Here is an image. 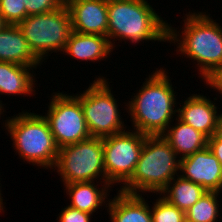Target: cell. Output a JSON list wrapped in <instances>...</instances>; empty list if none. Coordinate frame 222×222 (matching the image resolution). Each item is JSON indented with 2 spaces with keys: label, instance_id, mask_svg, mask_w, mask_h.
Wrapping results in <instances>:
<instances>
[{
  "label": "cell",
  "instance_id": "1",
  "mask_svg": "<svg viewBox=\"0 0 222 222\" xmlns=\"http://www.w3.org/2000/svg\"><path fill=\"white\" fill-rule=\"evenodd\" d=\"M185 16L182 31L169 24L168 42L176 45L177 54L195 61L205 83L222 70V26L206 12L189 11Z\"/></svg>",
  "mask_w": 222,
  "mask_h": 222
},
{
  "label": "cell",
  "instance_id": "2",
  "mask_svg": "<svg viewBox=\"0 0 222 222\" xmlns=\"http://www.w3.org/2000/svg\"><path fill=\"white\" fill-rule=\"evenodd\" d=\"M168 74L165 68L153 70L138 93L124 105L134 130L147 136H157L174 122L177 104L181 106L182 103L176 101L177 92Z\"/></svg>",
  "mask_w": 222,
  "mask_h": 222
},
{
  "label": "cell",
  "instance_id": "3",
  "mask_svg": "<svg viewBox=\"0 0 222 222\" xmlns=\"http://www.w3.org/2000/svg\"><path fill=\"white\" fill-rule=\"evenodd\" d=\"M107 37L114 49L118 40L139 43H168L169 24L148 0H108ZM115 41V42H114Z\"/></svg>",
  "mask_w": 222,
  "mask_h": 222
},
{
  "label": "cell",
  "instance_id": "4",
  "mask_svg": "<svg viewBox=\"0 0 222 222\" xmlns=\"http://www.w3.org/2000/svg\"><path fill=\"white\" fill-rule=\"evenodd\" d=\"M180 158L161 136H146L132 177L119 190L128 194H159L179 175Z\"/></svg>",
  "mask_w": 222,
  "mask_h": 222
},
{
  "label": "cell",
  "instance_id": "5",
  "mask_svg": "<svg viewBox=\"0 0 222 222\" xmlns=\"http://www.w3.org/2000/svg\"><path fill=\"white\" fill-rule=\"evenodd\" d=\"M2 125L9 133L20 159L45 170L55 167L59 147L43 115L22 111L6 118Z\"/></svg>",
  "mask_w": 222,
  "mask_h": 222
},
{
  "label": "cell",
  "instance_id": "6",
  "mask_svg": "<svg viewBox=\"0 0 222 222\" xmlns=\"http://www.w3.org/2000/svg\"><path fill=\"white\" fill-rule=\"evenodd\" d=\"M94 79L83 93L75 95L81 102L90 135L105 138L125 131L127 126L122 121L118 101L110 88L112 82L103 76Z\"/></svg>",
  "mask_w": 222,
  "mask_h": 222
},
{
  "label": "cell",
  "instance_id": "7",
  "mask_svg": "<svg viewBox=\"0 0 222 222\" xmlns=\"http://www.w3.org/2000/svg\"><path fill=\"white\" fill-rule=\"evenodd\" d=\"M18 26L33 53L44 63L53 52H63L73 31L65 3L55 11L27 16Z\"/></svg>",
  "mask_w": 222,
  "mask_h": 222
},
{
  "label": "cell",
  "instance_id": "8",
  "mask_svg": "<svg viewBox=\"0 0 222 222\" xmlns=\"http://www.w3.org/2000/svg\"><path fill=\"white\" fill-rule=\"evenodd\" d=\"M53 170H57L63 184L97 180L109 182L104 169L102 138L91 136L81 142L60 147Z\"/></svg>",
  "mask_w": 222,
  "mask_h": 222
},
{
  "label": "cell",
  "instance_id": "9",
  "mask_svg": "<svg viewBox=\"0 0 222 222\" xmlns=\"http://www.w3.org/2000/svg\"><path fill=\"white\" fill-rule=\"evenodd\" d=\"M63 93H52L44 115L59 148L91 137L80 100L75 94Z\"/></svg>",
  "mask_w": 222,
  "mask_h": 222
},
{
  "label": "cell",
  "instance_id": "10",
  "mask_svg": "<svg viewBox=\"0 0 222 222\" xmlns=\"http://www.w3.org/2000/svg\"><path fill=\"white\" fill-rule=\"evenodd\" d=\"M147 135L127 130L102 138L107 180L123 186L133 175Z\"/></svg>",
  "mask_w": 222,
  "mask_h": 222
},
{
  "label": "cell",
  "instance_id": "11",
  "mask_svg": "<svg viewBox=\"0 0 222 222\" xmlns=\"http://www.w3.org/2000/svg\"><path fill=\"white\" fill-rule=\"evenodd\" d=\"M179 175L201 185L206 191H222V165L208 146L181 158Z\"/></svg>",
  "mask_w": 222,
  "mask_h": 222
},
{
  "label": "cell",
  "instance_id": "12",
  "mask_svg": "<svg viewBox=\"0 0 222 222\" xmlns=\"http://www.w3.org/2000/svg\"><path fill=\"white\" fill-rule=\"evenodd\" d=\"M65 4L74 32L107 37L108 0H65Z\"/></svg>",
  "mask_w": 222,
  "mask_h": 222
},
{
  "label": "cell",
  "instance_id": "13",
  "mask_svg": "<svg viewBox=\"0 0 222 222\" xmlns=\"http://www.w3.org/2000/svg\"><path fill=\"white\" fill-rule=\"evenodd\" d=\"M216 103L209 96L191 94L177 107V118L203 133L208 139L215 135L221 111L218 112Z\"/></svg>",
  "mask_w": 222,
  "mask_h": 222
},
{
  "label": "cell",
  "instance_id": "14",
  "mask_svg": "<svg viewBox=\"0 0 222 222\" xmlns=\"http://www.w3.org/2000/svg\"><path fill=\"white\" fill-rule=\"evenodd\" d=\"M100 184L103 185L99 188ZM63 186L69 200L71 199L69 207L93 215L101 207L107 208L109 203L108 193L112 190L113 185L110 182L96 181L95 183V181H90L63 184Z\"/></svg>",
  "mask_w": 222,
  "mask_h": 222
},
{
  "label": "cell",
  "instance_id": "15",
  "mask_svg": "<svg viewBox=\"0 0 222 222\" xmlns=\"http://www.w3.org/2000/svg\"><path fill=\"white\" fill-rule=\"evenodd\" d=\"M0 61L35 68L43 63L31 50L19 26L11 24L0 30Z\"/></svg>",
  "mask_w": 222,
  "mask_h": 222
},
{
  "label": "cell",
  "instance_id": "16",
  "mask_svg": "<svg viewBox=\"0 0 222 222\" xmlns=\"http://www.w3.org/2000/svg\"><path fill=\"white\" fill-rule=\"evenodd\" d=\"M113 50L106 36L72 31L62 54L64 55L65 53V55H69L75 60L87 61L86 63H88V61L106 60Z\"/></svg>",
  "mask_w": 222,
  "mask_h": 222
},
{
  "label": "cell",
  "instance_id": "17",
  "mask_svg": "<svg viewBox=\"0 0 222 222\" xmlns=\"http://www.w3.org/2000/svg\"><path fill=\"white\" fill-rule=\"evenodd\" d=\"M143 194H128L118 190L109 199L107 212L111 222H152L151 206Z\"/></svg>",
  "mask_w": 222,
  "mask_h": 222
},
{
  "label": "cell",
  "instance_id": "18",
  "mask_svg": "<svg viewBox=\"0 0 222 222\" xmlns=\"http://www.w3.org/2000/svg\"><path fill=\"white\" fill-rule=\"evenodd\" d=\"M34 69V66L0 61V95L35 96L37 78Z\"/></svg>",
  "mask_w": 222,
  "mask_h": 222
},
{
  "label": "cell",
  "instance_id": "19",
  "mask_svg": "<svg viewBox=\"0 0 222 222\" xmlns=\"http://www.w3.org/2000/svg\"><path fill=\"white\" fill-rule=\"evenodd\" d=\"M174 125L171 123L161 135L181 159L208 145V138L192 126L180 121L177 117ZM180 155V156H179Z\"/></svg>",
  "mask_w": 222,
  "mask_h": 222
},
{
  "label": "cell",
  "instance_id": "20",
  "mask_svg": "<svg viewBox=\"0 0 222 222\" xmlns=\"http://www.w3.org/2000/svg\"><path fill=\"white\" fill-rule=\"evenodd\" d=\"M206 192L201 185L178 175L159 194L186 213Z\"/></svg>",
  "mask_w": 222,
  "mask_h": 222
},
{
  "label": "cell",
  "instance_id": "21",
  "mask_svg": "<svg viewBox=\"0 0 222 222\" xmlns=\"http://www.w3.org/2000/svg\"><path fill=\"white\" fill-rule=\"evenodd\" d=\"M220 192L207 191L189 210L185 213L187 222H220L221 203ZM219 217V218H218ZM219 219V220H218Z\"/></svg>",
  "mask_w": 222,
  "mask_h": 222
},
{
  "label": "cell",
  "instance_id": "22",
  "mask_svg": "<svg viewBox=\"0 0 222 222\" xmlns=\"http://www.w3.org/2000/svg\"><path fill=\"white\" fill-rule=\"evenodd\" d=\"M156 202L152 203V222H185V212L169 203L160 194Z\"/></svg>",
  "mask_w": 222,
  "mask_h": 222
},
{
  "label": "cell",
  "instance_id": "23",
  "mask_svg": "<svg viewBox=\"0 0 222 222\" xmlns=\"http://www.w3.org/2000/svg\"><path fill=\"white\" fill-rule=\"evenodd\" d=\"M0 14L11 25H18L27 17L23 0H0Z\"/></svg>",
  "mask_w": 222,
  "mask_h": 222
},
{
  "label": "cell",
  "instance_id": "24",
  "mask_svg": "<svg viewBox=\"0 0 222 222\" xmlns=\"http://www.w3.org/2000/svg\"><path fill=\"white\" fill-rule=\"evenodd\" d=\"M23 3L27 16H30L55 11L65 3V0H23Z\"/></svg>",
  "mask_w": 222,
  "mask_h": 222
},
{
  "label": "cell",
  "instance_id": "25",
  "mask_svg": "<svg viewBox=\"0 0 222 222\" xmlns=\"http://www.w3.org/2000/svg\"><path fill=\"white\" fill-rule=\"evenodd\" d=\"M91 217L90 213L66 206L58 214L57 222H91Z\"/></svg>",
  "mask_w": 222,
  "mask_h": 222
},
{
  "label": "cell",
  "instance_id": "26",
  "mask_svg": "<svg viewBox=\"0 0 222 222\" xmlns=\"http://www.w3.org/2000/svg\"><path fill=\"white\" fill-rule=\"evenodd\" d=\"M207 146L222 165V141L213 135L208 139Z\"/></svg>",
  "mask_w": 222,
  "mask_h": 222
},
{
  "label": "cell",
  "instance_id": "27",
  "mask_svg": "<svg viewBox=\"0 0 222 222\" xmlns=\"http://www.w3.org/2000/svg\"><path fill=\"white\" fill-rule=\"evenodd\" d=\"M208 87L214 91H218V94L222 97V70L217 71L207 82H205Z\"/></svg>",
  "mask_w": 222,
  "mask_h": 222
},
{
  "label": "cell",
  "instance_id": "28",
  "mask_svg": "<svg viewBox=\"0 0 222 222\" xmlns=\"http://www.w3.org/2000/svg\"><path fill=\"white\" fill-rule=\"evenodd\" d=\"M215 136L222 141V113L218 120Z\"/></svg>",
  "mask_w": 222,
  "mask_h": 222
},
{
  "label": "cell",
  "instance_id": "29",
  "mask_svg": "<svg viewBox=\"0 0 222 222\" xmlns=\"http://www.w3.org/2000/svg\"><path fill=\"white\" fill-rule=\"evenodd\" d=\"M1 184V183H0ZM0 188H1V186H0ZM2 193H1V189H0V213H2V211L3 212H5L4 211V208H5V206H3L4 205V202H3V197H2Z\"/></svg>",
  "mask_w": 222,
  "mask_h": 222
},
{
  "label": "cell",
  "instance_id": "30",
  "mask_svg": "<svg viewBox=\"0 0 222 222\" xmlns=\"http://www.w3.org/2000/svg\"><path fill=\"white\" fill-rule=\"evenodd\" d=\"M6 25L7 23L5 22L2 15L0 14V30H2Z\"/></svg>",
  "mask_w": 222,
  "mask_h": 222
},
{
  "label": "cell",
  "instance_id": "31",
  "mask_svg": "<svg viewBox=\"0 0 222 222\" xmlns=\"http://www.w3.org/2000/svg\"><path fill=\"white\" fill-rule=\"evenodd\" d=\"M3 105H6V104H3L2 100H0V117H2L1 115L4 114L3 112H6V110L4 108L5 106H3Z\"/></svg>",
  "mask_w": 222,
  "mask_h": 222
}]
</instances>
